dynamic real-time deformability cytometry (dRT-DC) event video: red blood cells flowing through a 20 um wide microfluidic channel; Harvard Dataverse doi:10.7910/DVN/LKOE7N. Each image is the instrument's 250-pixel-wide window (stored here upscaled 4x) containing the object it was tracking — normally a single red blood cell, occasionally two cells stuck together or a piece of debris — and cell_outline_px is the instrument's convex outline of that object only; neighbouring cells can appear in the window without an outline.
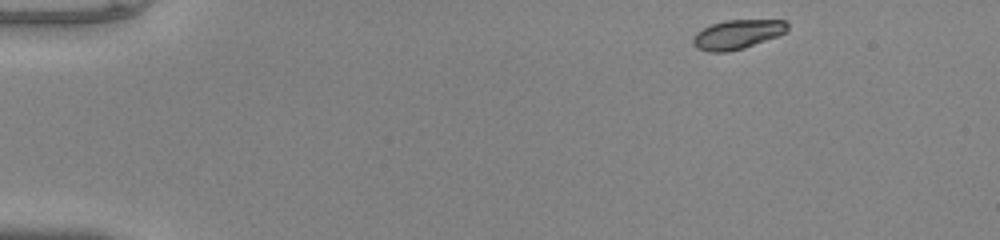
{"species": "common noctule bat (a hibernating species)", "species_latin": "Nyctalus noctula", "temperature_condition": "warm", "stored_images_in_passage": 46, "camera_frame_rate_fps": 3000, "um_per_image_px": 0.085, "animal": {"sex": "male", "body_mass_g": 20.0, "forearm_length_mm": 53.3}, "frame": {"image": 1, "passage_image": 1, "time_ms": 0.0, "image_size_px": [1000, 240], "cell_outline_px": [[788, 28], [780, 36], [744, 48], [728, 52], [708, 52], [696, 48], [692, 44], [692, 40], [696, 32], [712, 24], [724, 20], [784, 20], [788, 24]], "centroid_in_image_um": [62.66, 2.93], "position_along_channel_um": 22.3, "area_um2": 16.24}}
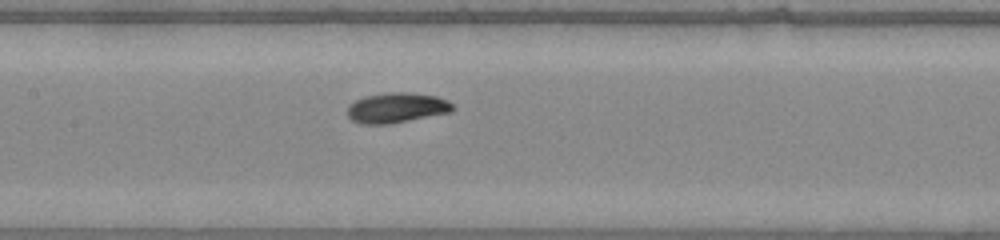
{"frame": {"image": 2, "passage_image": 20, "time_ms": 6.333, "image_size_px": [1000, 240], "cell_outline_px": [[452, 112], [388, 124], [360, 124], [352, 120], [348, 116], [348, 104], [364, 96], [388, 92], [412, 92], [436, 96], [448, 100], [452, 104]], "centroid_in_image_um": [33.7, 9.15], "position_along_channel_um": 173.7, "area_um2": 18.55}}
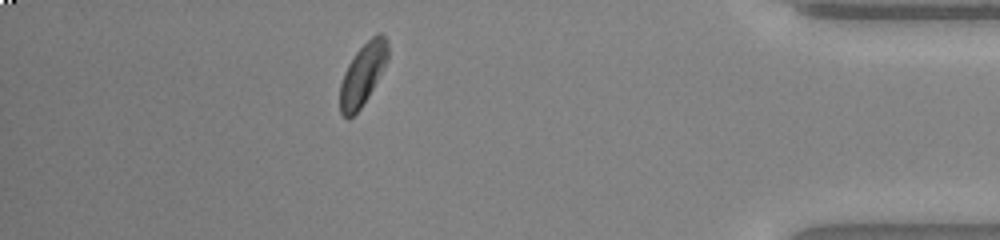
{"frame": {"image": 3, "passage_image": 40, "time_ms": 13.0, "image_size_px": [1000, 240], "cell_outline_px": [[388, 60], [384, 68], [368, 96], [360, 108], [348, 120], [340, 112], [340, 84], [344, 72], [348, 64], [356, 52], [376, 32], [380, 32], [388, 40]], "centroid_in_image_um": [30.84, 6.29], "position_along_channel_um": 404.4, "area_um2": 17.17}, "authors_computed_cell_mechanics": {"area_um2": 17.3978, "velocity_mm_per_s": 4.051, "shape_relaxation_time_tau1_ms": 1.7308, "shape_relaxation_time_tau2_ms": null, "deformation_change_tau1": 0.0964, "deformation_change_tau2": null}}